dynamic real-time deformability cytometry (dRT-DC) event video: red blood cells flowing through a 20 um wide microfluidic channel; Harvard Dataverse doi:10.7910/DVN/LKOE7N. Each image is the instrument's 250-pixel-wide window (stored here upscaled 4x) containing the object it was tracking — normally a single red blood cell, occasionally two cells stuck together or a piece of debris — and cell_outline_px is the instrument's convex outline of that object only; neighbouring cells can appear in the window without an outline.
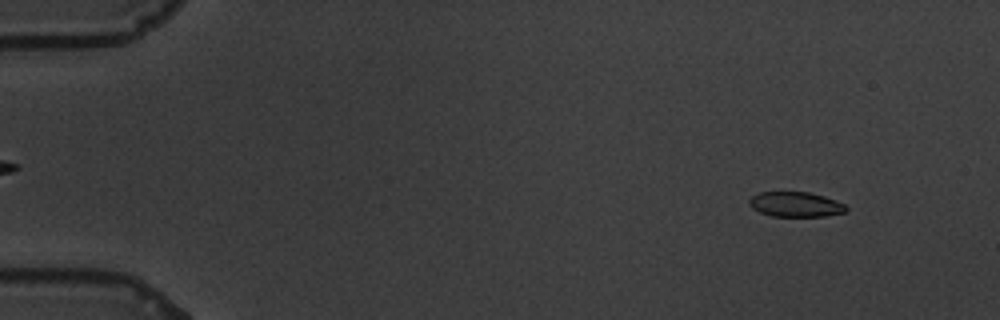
{"species": "common noctule bat (a hibernating species)", "species_latin": "Nyctalus noctula", "temperature_condition": "warm", "stored_images_in_passage": 59, "camera_frame_rate_fps": 3000, "um_per_image_px": 0.085, "animal": {"sex": "male", "body_mass_g": 19.5, "forearm_length_mm": 54.6}, "frame": {"image": 1, "passage_image": 6, "time_ms": 1.667, "image_size_px": [1000, 320], "cell_outline_px": [[848, 208], [844, 212], [824, 216], [772, 216], [760, 212], [752, 208], [748, 204], [748, 200], [756, 192], [808, 192], [824, 196], [836, 200], [844, 204]], "centroid_in_image_um": [67.59, 17.36], "position_along_channel_um": 17.4, "area_um2": 14.1}}
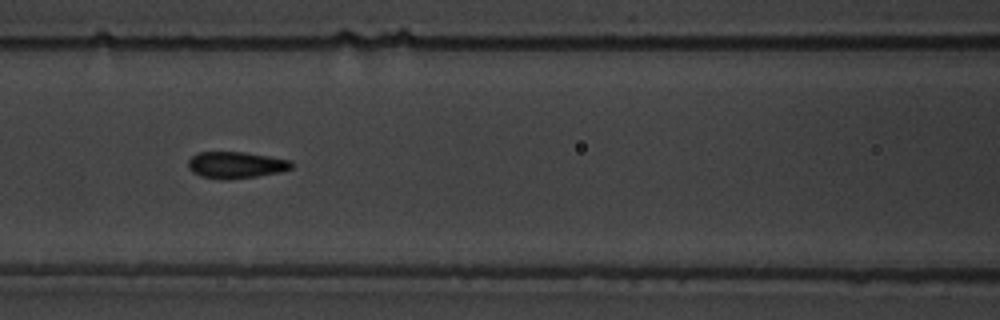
{"frame": {"image": 2, "passage_image": 27, "time_ms": 8.667, "image_size_px": [1000, 320], "cell_outline_px": [[292, 168], [280, 172], [256, 176], [220, 180], [200, 176], [192, 172], [188, 168], [188, 160], [196, 152], [244, 152], [292, 160]], "centroid_in_image_um": [20.02, 14.02], "position_along_channel_um": 146.6, "area_um2": 16.07}}
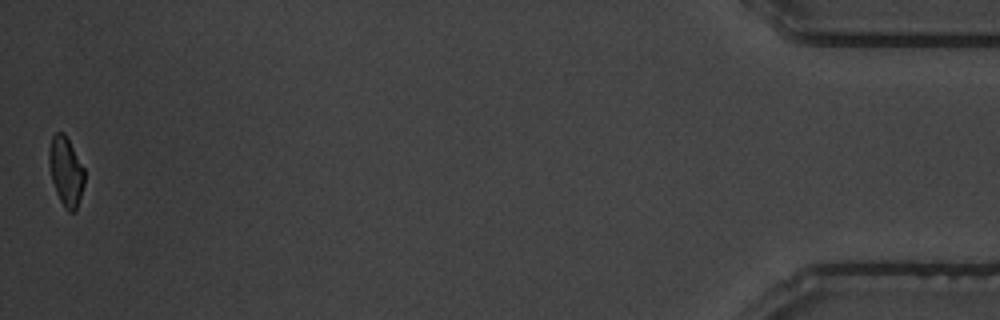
{"frame": {"image": 3, "passage_image": 59, "time_ms": 19.333, "image_size_px": [1000, 320], "cell_outline_px": [[84, 184], [76, 212], [68, 212], [64, 208], [56, 192], [52, 180], [48, 164], [48, 152], [52, 136], [56, 132], [64, 132], [84, 168]], "centroid_in_image_um": [5.59, 14.58], "position_along_channel_um": 429.6, "area_um2": 14.33}, "authors_computed_cell_mechanics": {"area_um2": 15.4326, "velocity_mm_per_s": 3.4775, "shape_relaxation_time_tau1_ms": 6.3473, "shape_relaxation_time_tau2_ms": 1.5768, "deformation_change_tau1": 0.1671, "deformation_change_tau2": 0.0646}}